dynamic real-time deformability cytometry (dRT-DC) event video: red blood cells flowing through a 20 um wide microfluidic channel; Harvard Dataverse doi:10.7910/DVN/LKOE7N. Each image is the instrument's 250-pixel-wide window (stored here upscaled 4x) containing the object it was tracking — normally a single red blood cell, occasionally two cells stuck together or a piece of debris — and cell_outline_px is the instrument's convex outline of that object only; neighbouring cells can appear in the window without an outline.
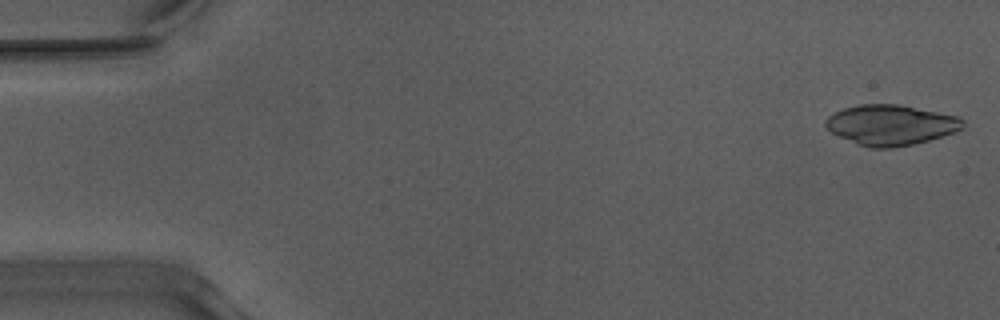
{"species": "Egyptian fruit bat (a non-hibernating species)", "species_latin": "Rousettus aegyptiacus", "temperature_condition": "warm", "stored_images_in_passage": 16, "camera_frame_rate_fps": 3000, "um_per_image_px": 0.085, "animal": {"sex": "male"}, "frame": {"image": 1, "passage_image": 1, "time_ms": 0.0, "image_size_px": [1000, 320], "cell_outline_px": [[964, 128], [956, 132], [928, 140], [912, 144], [892, 148], [872, 148], [860, 144], [840, 136], [832, 132], [824, 124], [824, 120], [828, 116], [844, 108], [860, 104], [900, 104], [960, 116], [964, 120]], "centroid_in_image_um": [75.77, 10.6], "position_along_channel_um": 9.2, "area_um2": 32.19}}